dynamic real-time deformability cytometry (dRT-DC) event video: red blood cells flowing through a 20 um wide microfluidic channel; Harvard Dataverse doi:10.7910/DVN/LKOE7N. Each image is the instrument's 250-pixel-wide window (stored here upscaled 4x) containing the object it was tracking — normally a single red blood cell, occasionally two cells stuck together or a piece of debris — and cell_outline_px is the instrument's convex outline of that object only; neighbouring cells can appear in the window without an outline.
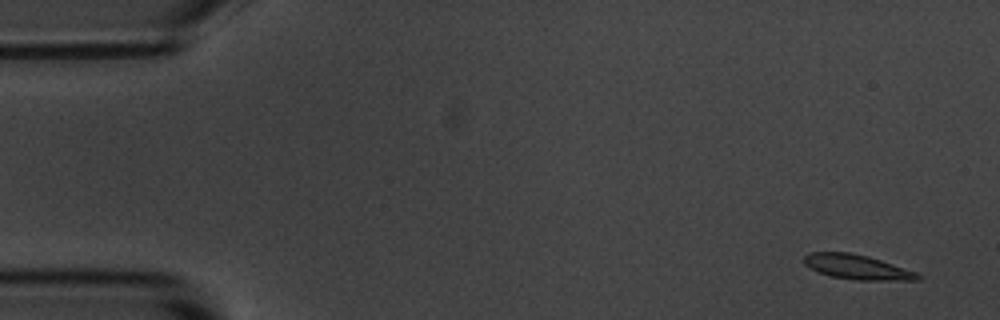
{"species": "common noctule bat (a hibernating species)", "species_latin": "Nyctalus noctula", "temperature_condition": "room temperature", "stored_images_in_passage": 8, "camera_frame_rate_fps": 3000, "um_per_image_px": 0.085, "animal": {"sex": "male", "body_mass_g": 20.1, "forearm_length_mm": 53.5}, "frame": {"image": 1, "passage_image": 1, "time_ms": 0.0, "image_size_px": [1000, 320], "cell_outline_px": [[920, 280], [856, 280], [832, 276], [820, 272], [804, 264], [804, 256], [812, 252], [848, 252], [868, 256], [916, 272], [920, 276]], "centroid_in_image_um": [72.85, 22.69], "position_along_channel_um": 12.1, "area_um2": 16.01}}
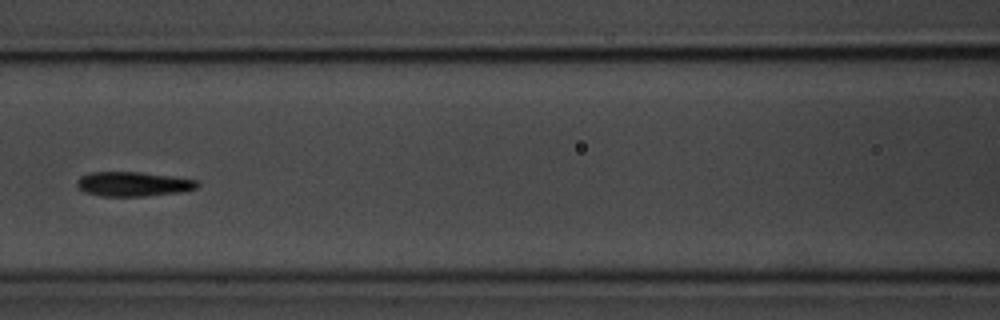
{"frame": {"image": 2, "passage_image": 7, "time_ms": 7.0, "image_size_px": [1000, 320], "cell_outline_px": [[200, 184], [196, 188], [184, 192], [144, 196], [100, 196], [84, 192], [76, 184], [76, 180], [80, 176], [88, 172], [140, 172], [176, 176], [200, 180]], "centroid_in_image_um": [11.37, 15.63], "position_along_channel_um": 155.2, "area_um2": 17.57}}
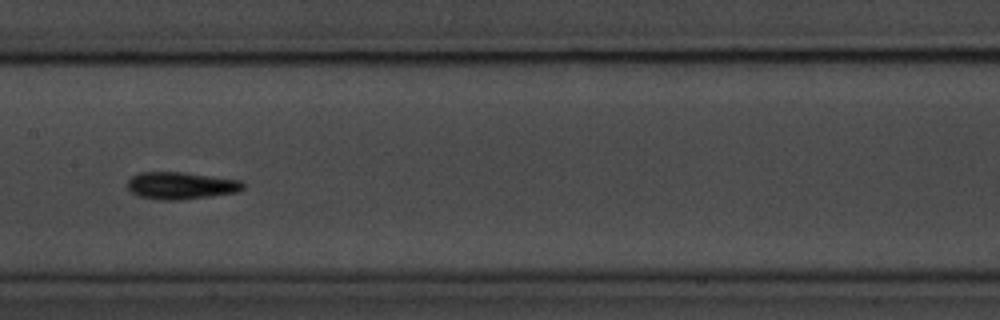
{"frame": {"image": 3, "passage_image": 8, "time_ms": 8.0, "image_size_px": [1000, 320], "cell_outline_px": [[244, 188], [236, 192], [180, 200], [160, 200], [136, 196], [128, 188], [128, 180], [132, 176], [140, 172], [184, 172], [240, 180], [244, 184]], "centroid_in_image_um": [15.34, 15.77], "position_along_channel_um": 192.1, "area_um2": 18.26}}